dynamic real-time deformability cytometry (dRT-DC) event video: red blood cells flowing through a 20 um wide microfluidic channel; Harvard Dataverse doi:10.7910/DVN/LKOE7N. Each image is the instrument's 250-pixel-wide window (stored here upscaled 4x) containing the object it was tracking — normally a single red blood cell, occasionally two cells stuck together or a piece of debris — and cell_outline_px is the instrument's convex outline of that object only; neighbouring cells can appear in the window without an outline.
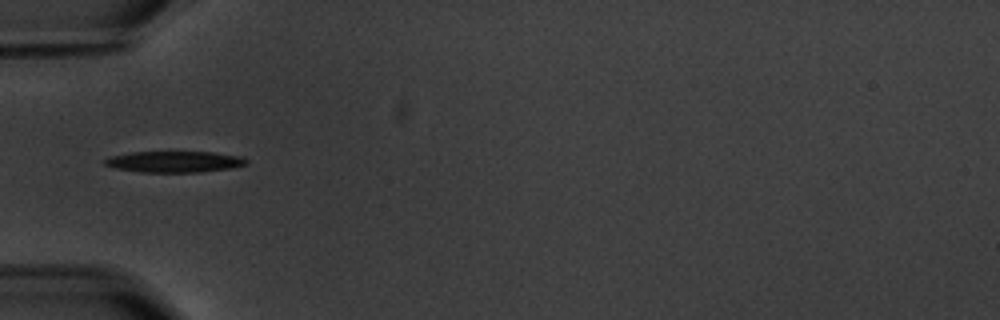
{"species": "common noctule bat (a hibernating species)", "species_latin": "Nyctalus noctula", "temperature_condition": "warm", "stored_images_in_passage": 9, "camera_frame_rate_fps": 3000, "um_per_image_px": 0.085, "animal": {"sex": "male", "body_mass_g": 20.1, "forearm_length_mm": 53.5}, "frame": {"image": 1, "passage_image": 5, "time_ms": 4.667, "image_size_px": [1000, 320], "cell_outline_px": [[248, 164], [232, 168], [200, 172], [140, 172], [116, 168], [104, 164], [104, 160], [108, 156], [132, 152], [212, 152], [240, 156], [248, 160]], "centroid_in_image_um": [14.83, 13.74], "position_along_channel_um": 70.2, "area_um2": 17.51}}
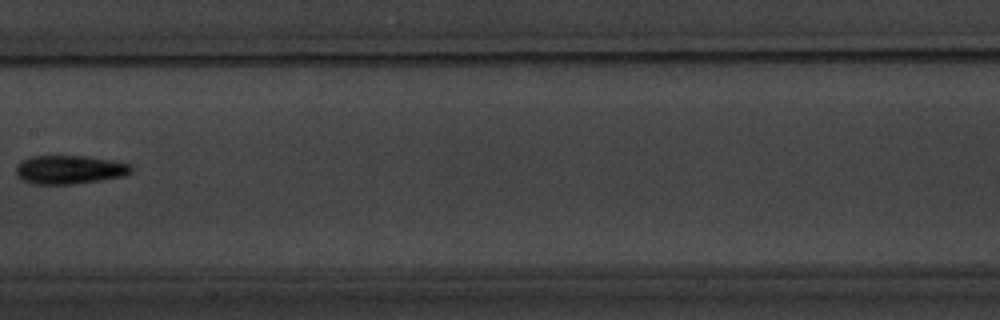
{"frame": {"image": 2, "passage_image": 8, "time_ms": 8.333, "image_size_px": [1000, 320], "cell_outline_px": [[132, 172], [124, 176], [100, 180], [72, 184], [36, 184], [24, 180], [16, 176], [16, 168], [20, 160], [28, 156], [84, 156], [116, 160], [132, 164]], "centroid_in_image_um": [5.93, 14.4], "position_along_channel_um": 201.5, "area_um2": 19.42}}
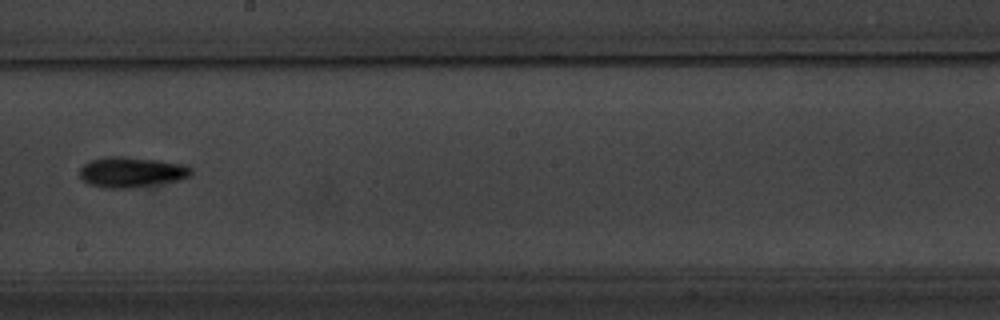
{"frame": {"image": 3, "passage_image": 9, "time_ms": 9.333, "image_size_px": [1000, 320], "cell_outline_px": [[192, 172], [188, 176], [180, 180], [132, 188], [104, 188], [88, 184], [80, 176], [80, 168], [84, 164], [92, 160], [108, 156], [124, 156], [160, 160], [188, 164], [192, 168]], "centroid_in_image_um": [11.21, 14.62], "position_along_channel_um": 237.0, "area_um2": 19.94}}